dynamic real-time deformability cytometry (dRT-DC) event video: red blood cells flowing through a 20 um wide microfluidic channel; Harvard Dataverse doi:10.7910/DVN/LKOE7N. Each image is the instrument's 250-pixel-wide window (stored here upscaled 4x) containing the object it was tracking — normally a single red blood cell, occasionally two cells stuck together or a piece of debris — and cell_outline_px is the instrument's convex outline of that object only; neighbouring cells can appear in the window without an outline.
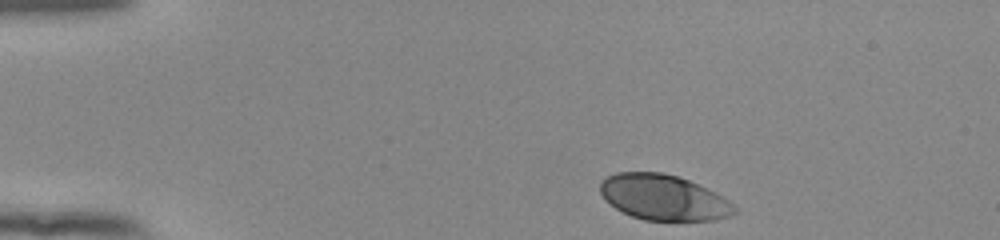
{"species": "human", "species_latin": "Homo sapiens", "temperature_condition": "room temperature", "stored_images_in_passage": 38, "camera_frame_rate_fps": 3000, "um_per_image_px": 0.085, "donor": {"sex": "female"}, "frame": {"image": 1, "passage_image": 1, "time_ms": 0.0, "image_size_px": [1000, 240], "cell_outline_px": [[736, 212], [728, 216], [716, 220], [644, 220], [632, 216], [616, 208], [600, 192], [600, 180], [616, 172], [660, 172], [676, 176], [688, 180], [716, 192], [724, 196], [736, 208]], "centroid_in_image_um": [56.41, 16.78], "position_along_channel_um": 28.6, "area_um2": 35.32}}
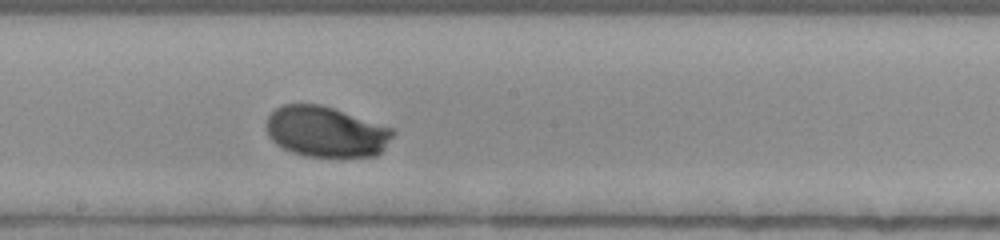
{"frame": {"image": 2, "passage_image": 22, "time_ms": 7.0, "image_size_px": [1000, 240], "cell_outline_px": [[396, 132], [384, 148], [376, 156], [304, 156], [292, 152], [276, 144], [268, 136], [268, 116], [276, 108], [284, 104], [320, 104], [396, 128]], "centroid_in_image_um": [27.75, 11.19], "position_along_channel_um": 220.5, "area_um2": 37.28}}
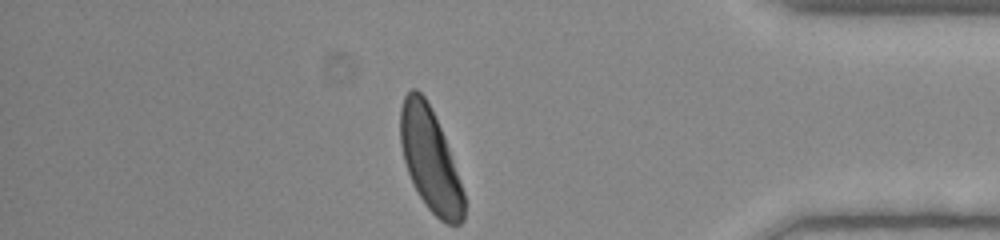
{"frame": {"image": 3, "passage_image": 38, "time_ms": 12.333, "image_size_px": [1000, 240], "cell_outline_px": [[464, 220], [460, 224], [448, 224], [440, 220], [428, 208], [420, 196], [408, 172], [404, 160], [400, 144], [400, 108], [404, 96], [412, 88], [416, 88], [424, 96], [444, 136], [464, 192]], "centroid_in_image_um": [36.55, 13.58], "position_along_channel_um": 398.6, "area_um2": 37.45}, "authors_computed_cell_mechanics": {"area_um2": 36.9053, "velocity_mm_per_s": 3.8649, "shape_relaxation_time_tau1_ms": 2.1976, "shape_relaxation_time_tau2_ms": null, "deformation_change_tau1": 0.1333, "deformation_change_tau2": null}}